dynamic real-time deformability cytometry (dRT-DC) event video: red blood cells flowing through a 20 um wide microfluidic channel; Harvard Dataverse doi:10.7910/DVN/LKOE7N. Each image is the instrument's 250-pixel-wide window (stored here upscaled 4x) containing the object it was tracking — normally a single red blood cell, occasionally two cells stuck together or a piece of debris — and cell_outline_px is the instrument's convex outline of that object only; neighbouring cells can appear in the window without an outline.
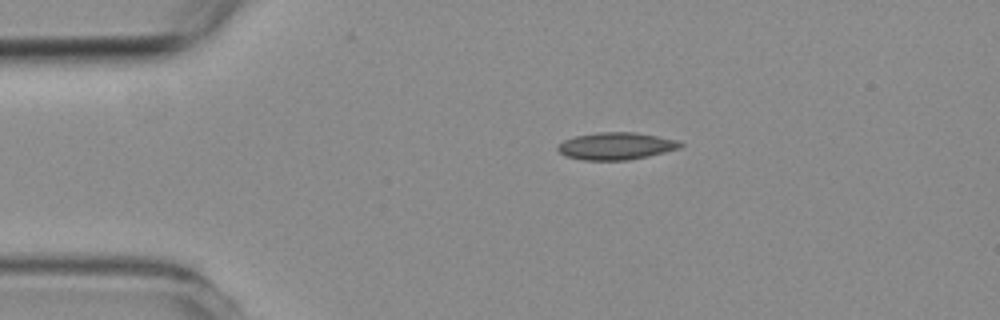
{"species": "common noctule bat (a hibernating species)", "species_latin": "Nyctalus noctula", "temperature_condition": "room temperature", "stored_images_in_passage": 3, "camera_frame_rate_fps": 3000, "um_per_image_px": 0.085, "animal": {"sex": "female", "body_mass_g": 19.3, "forearm_length_mm": 54.1}, "frame": {"image": 1, "passage_image": 1, "time_ms": 0.0, "image_size_px": [1000, 320], "cell_outline_px": [[684, 144], [680, 148], [648, 156], [628, 160], [584, 160], [564, 156], [556, 148], [556, 144], [564, 140], [576, 136], [596, 132], [636, 132], [676, 140]], "centroid_in_image_um": [52.32, 12.41], "position_along_channel_um": 32.7, "area_um2": 19.48}}
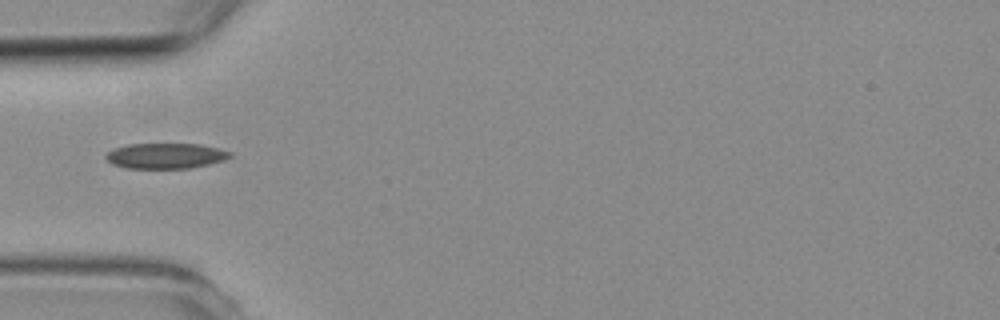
{"frame": {"image": 2, "passage_image": 3, "time_ms": 2.0, "image_size_px": [1000, 320], "cell_outline_px": [[232, 156], [224, 160], [192, 168], [124, 168], [112, 164], [104, 156], [108, 152], [116, 148], [128, 144], [200, 144], [232, 152]], "centroid_in_image_um": [14.08, 13.25], "position_along_channel_um": 70.9, "area_um2": 18.32}}